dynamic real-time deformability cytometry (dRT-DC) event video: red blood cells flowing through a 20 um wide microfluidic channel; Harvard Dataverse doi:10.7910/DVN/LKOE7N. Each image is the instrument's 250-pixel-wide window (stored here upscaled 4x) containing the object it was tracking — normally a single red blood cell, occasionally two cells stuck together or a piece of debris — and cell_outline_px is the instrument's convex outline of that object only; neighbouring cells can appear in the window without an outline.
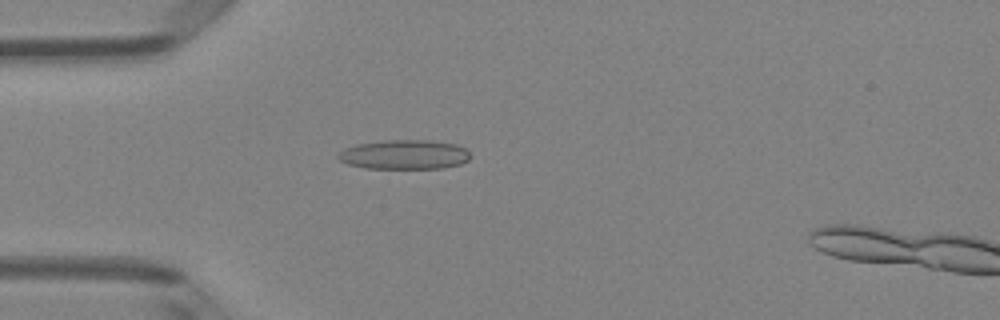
{"species": "Egyptian fruit bat (a non-hibernating species)", "species_latin": "Rousettus aegyptiacus", "temperature_condition": "room temperature", "stored_images_in_passage": 3, "camera_frame_rate_fps": 3000, "um_per_image_px": 0.085, "animal": {"sex": "female"}, "frame": {"image": 1, "passage_image": 2, "time_ms": 1.333, "image_size_px": [1000, 320], "cell_outline_px": [[472, 156], [468, 160], [460, 164], [444, 168], [364, 168], [348, 164], [340, 160], [336, 156], [344, 148], [356, 144], [380, 140], [432, 140], [456, 144], [464, 148]], "centroid_in_image_um": [34.37, 13.13], "position_along_channel_um": 50.6, "area_um2": 22.83}}